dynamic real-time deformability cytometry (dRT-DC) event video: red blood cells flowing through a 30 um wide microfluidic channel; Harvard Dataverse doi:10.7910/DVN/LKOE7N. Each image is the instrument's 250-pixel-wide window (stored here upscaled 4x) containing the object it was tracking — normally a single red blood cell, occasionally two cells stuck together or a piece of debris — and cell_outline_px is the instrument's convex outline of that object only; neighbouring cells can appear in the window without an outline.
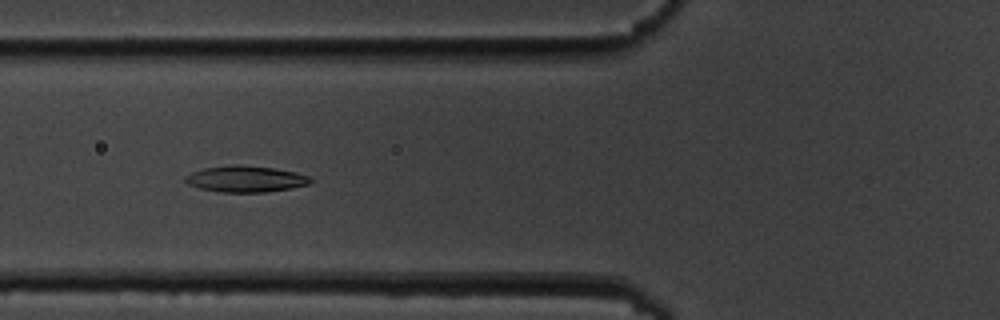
{"species": "common noctule bat (a hibernating species)", "species_latin": "Nyctalus noctula", "temperature_condition": "cold", "stored_images_in_passage": 10, "camera_frame_rate_fps": 3000, "um_per_image_px": 0.085, "animal": {"sex": "male", "body_mass_g": 19.5, "forearm_length_mm": 54.6}, "frame": {"image": 1, "passage_image": 5, "time_ms": 4.333, "image_size_px": [1000, 320], "cell_outline_px": [[312, 180], [308, 184], [292, 188], [264, 192], [220, 192], [200, 188], [188, 184], [184, 180], [184, 176], [192, 172], [204, 168], [228, 164], [244, 164], [276, 168], [296, 172], [308, 176]], "centroid_in_image_um": [20.86, 15.19], "position_along_channel_um": 104.9, "area_um2": 19.36}}
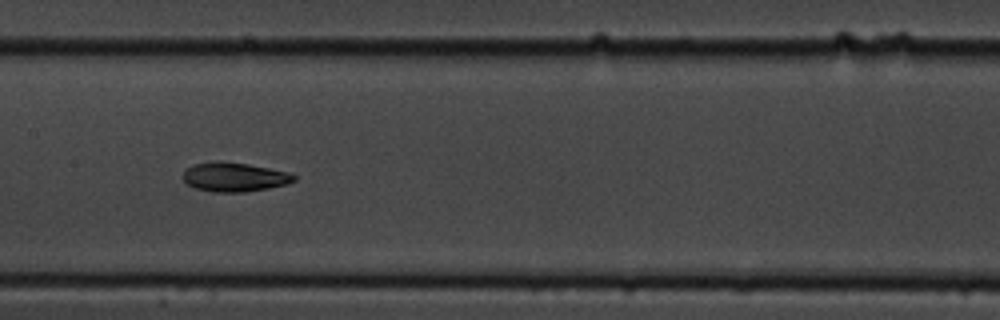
{"frame": {"image": 2, "passage_image": 7, "time_ms": 6.667, "image_size_px": [1000, 320], "cell_outline_px": [[296, 180], [288, 184], [268, 188], [244, 192], [212, 192], [196, 188], [188, 184], [180, 176], [184, 168], [192, 164], [212, 160], [220, 160], [248, 164], [288, 172], [296, 176]], "centroid_in_image_um": [19.85, 15.03], "position_along_channel_um": 187.5, "area_um2": 19.25}}
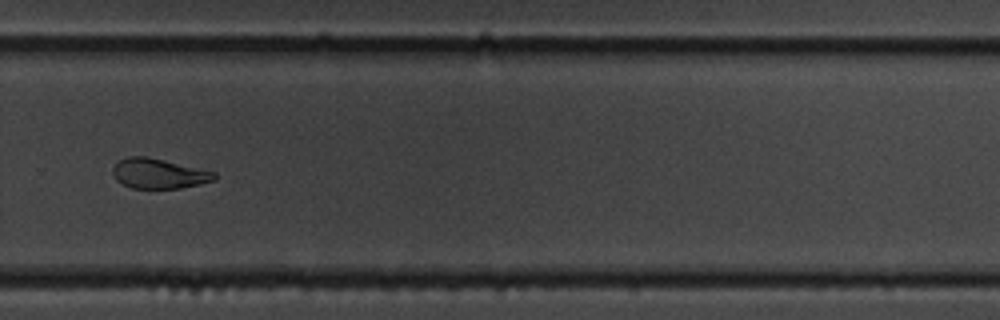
{"frame": {"image": 3, "passage_image": 10, "time_ms": 10.333, "image_size_px": [1000, 320], "cell_outline_px": [[216, 180], [200, 184], [180, 188], [132, 188], [116, 180], [112, 172], [112, 168], [120, 160], [128, 156], [148, 156], [216, 172]], "centroid_in_image_um": [13.51, 14.75], "position_along_channel_um": 316.3, "area_um2": 17.74}}